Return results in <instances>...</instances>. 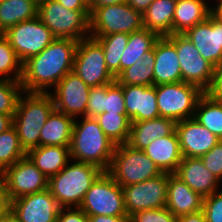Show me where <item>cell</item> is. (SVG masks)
<instances>
[{"label": "cell", "mask_w": 222, "mask_h": 222, "mask_svg": "<svg viewBox=\"0 0 222 222\" xmlns=\"http://www.w3.org/2000/svg\"><path fill=\"white\" fill-rule=\"evenodd\" d=\"M22 63L3 34H0V79L21 81Z\"/></svg>", "instance_id": "d590c367"}, {"label": "cell", "mask_w": 222, "mask_h": 222, "mask_svg": "<svg viewBox=\"0 0 222 222\" xmlns=\"http://www.w3.org/2000/svg\"><path fill=\"white\" fill-rule=\"evenodd\" d=\"M175 131L176 122L164 117L131 122L130 134L126 144L134 149L144 150L152 141L172 135Z\"/></svg>", "instance_id": "603a6c76"}, {"label": "cell", "mask_w": 222, "mask_h": 222, "mask_svg": "<svg viewBox=\"0 0 222 222\" xmlns=\"http://www.w3.org/2000/svg\"><path fill=\"white\" fill-rule=\"evenodd\" d=\"M207 93L222 100V61L215 67L213 82Z\"/></svg>", "instance_id": "ee69618b"}, {"label": "cell", "mask_w": 222, "mask_h": 222, "mask_svg": "<svg viewBox=\"0 0 222 222\" xmlns=\"http://www.w3.org/2000/svg\"><path fill=\"white\" fill-rule=\"evenodd\" d=\"M24 157L26 152L21 147L15 128L12 126L0 133V174Z\"/></svg>", "instance_id": "e575fe53"}, {"label": "cell", "mask_w": 222, "mask_h": 222, "mask_svg": "<svg viewBox=\"0 0 222 222\" xmlns=\"http://www.w3.org/2000/svg\"><path fill=\"white\" fill-rule=\"evenodd\" d=\"M176 133L183 157L200 158L220 141L194 118L177 122Z\"/></svg>", "instance_id": "ac0fdd59"}, {"label": "cell", "mask_w": 222, "mask_h": 222, "mask_svg": "<svg viewBox=\"0 0 222 222\" xmlns=\"http://www.w3.org/2000/svg\"><path fill=\"white\" fill-rule=\"evenodd\" d=\"M38 16L36 0H0V34Z\"/></svg>", "instance_id": "f1b7e54d"}, {"label": "cell", "mask_w": 222, "mask_h": 222, "mask_svg": "<svg viewBox=\"0 0 222 222\" xmlns=\"http://www.w3.org/2000/svg\"><path fill=\"white\" fill-rule=\"evenodd\" d=\"M126 2L133 7L136 11L143 14L153 0H126Z\"/></svg>", "instance_id": "f907efd6"}, {"label": "cell", "mask_w": 222, "mask_h": 222, "mask_svg": "<svg viewBox=\"0 0 222 222\" xmlns=\"http://www.w3.org/2000/svg\"><path fill=\"white\" fill-rule=\"evenodd\" d=\"M10 214V200L0 175V221Z\"/></svg>", "instance_id": "f6af8a7d"}, {"label": "cell", "mask_w": 222, "mask_h": 222, "mask_svg": "<svg viewBox=\"0 0 222 222\" xmlns=\"http://www.w3.org/2000/svg\"><path fill=\"white\" fill-rule=\"evenodd\" d=\"M56 222H88V215L79 207L61 208Z\"/></svg>", "instance_id": "7bdbcfd3"}, {"label": "cell", "mask_w": 222, "mask_h": 222, "mask_svg": "<svg viewBox=\"0 0 222 222\" xmlns=\"http://www.w3.org/2000/svg\"><path fill=\"white\" fill-rule=\"evenodd\" d=\"M193 118L222 140V100L205 92L198 100Z\"/></svg>", "instance_id": "4dcf8cb0"}, {"label": "cell", "mask_w": 222, "mask_h": 222, "mask_svg": "<svg viewBox=\"0 0 222 222\" xmlns=\"http://www.w3.org/2000/svg\"><path fill=\"white\" fill-rule=\"evenodd\" d=\"M143 151L162 172L170 174L177 171L183 159L176 131L152 141Z\"/></svg>", "instance_id": "cb8c5ba5"}, {"label": "cell", "mask_w": 222, "mask_h": 222, "mask_svg": "<svg viewBox=\"0 0 222 222\" xmlns=\"http://www.w3.org/2000/svg\"><path fill=\"white\" fill-rule=\"evenodd\" d=\"M72 71L90 88L116 81L106 66L103 47L91 36L78 42Z\"/></svg>", "instance_id": "30bf717a"}, {"label": "cell", "mask_w": 222, "mask_h": 222, "mask_svg": "<svg viewBox=\"0 0 222 222\" xmlns=\"http://www.w3.org/2000/svg\"><path fill=\"white\" fill-rule=\"evenodd\" d=\"M210 0H180L176 2L172 34H184L188 29L205 21L211 14Z\"/></svg>", "instance_id": "d4e9b609"}, {"label": "cell", "mask_w": 222, "mask_h": 222, "mask_svg": "<svg viewBox=\"0 0 222 222\" xmlns=\"http://www.w3.org/2000/svg\"><path fill=\"white\" fill-rule=\"evenodd\" d=\"M106 85L91 87L87 102L86 117L95 118L104 113Z\"/></svg>", "instance_id": "60d3db41"}, {"label": "cell", "mask_w": 222, "mask_h": 222, "mask_svg": "<svg viewBox=\"0 0 222 222\" xmlns=\"http://www.w3.org/2000/svg\"><path fill=\"white\" fill-rule=\"evenodd\" d=\"M22 92L20 81L0 79V114L14 115Z\"/></svg>", "instance_id": "8d00e7d4"}, {"label": "cell", "mask_w": 222, "mask_h": 222, "mask_svg": "<svg viewBox=\"0 0 222 222\" xmlns=\"http://www.w3.org/2000/svg\"><path fill=\"white\" fill-rule=\"evenodd\" d=\"M74 118L54 109L40 133V146L70 147Z\"/></svg>", "instance_id": "4316f807"}, {"label": "cell", "mask_w": 222, "mask_h": 222, "mask_svg": "<svg viewBox=\"0 0 222 222\" xmlns=\"http://www.w3.org/2000/svg\"><path fill=\"white\" fill-rule=\"evenodd\" d=\"M26 156L48 179L71 160L70 148L64 146H38L29 150Z\"/></svg>", "instance_id": "484cf974"}, {"label": "cell", "mask_w": 222, "mask_h": 222, "mask_svg": "<svg viewBox=\"0 0 222 222\" xmlns=\"http://www.w3.org/2000/svg\"><path fill=\"white\" fill-rule=\"evenodd\" d=\"M79 208L88 216H128L122 187L107 171L92 183Z\"/></svg>", "instance_id": "52a82bcc"}, {"label": "cell", "mask_w": 222, "mask_h": 222, "mask_svg": "<svg viewBox=\"0 0 222 222\" xmlns=\"http://www.w3.org/2000/svg\"><path fill=\"white\" fill-rule=\"evenodd\" d=\"M0 222H7V217H5L4 219H2Z\"/></svg>", "instance_id": "11a10c76"}, {"label": "cell", "mask_w": 222, "mask_h": 222, "mask_svg": "<svg viewBox=\"0 0 222 222\" xmlns=\"http://www.w3.org/2000/svg\"><path fill=\"white\" fill-rule=\"evenodd\" d=\"M91 37L95 38L103 47L106 66L116 78L120 74V58L128 44L129 34L118 32Z\"/></svg>", "instance_id": "d6a6232c"}, {"label": "cell", "mask_w": 222, "mask_h": 222, "mask_svg": "<svg viewBox=\"0 0 222 222\" xmlns=\"http://www.w3.org/2000/svg\"><path fill=\"white\" fill-rule=\"evenodd\" d=\"M9 200L48 189V178L26 156L1 174Z\"/></svg>", "instance_id": "5bb4252c"}, {"label": "cell", "mask_w": 222, "mask_h": 222, "mask_svg": "<svg viewBox=\"0 0 222 222\" xmlns=\"http://www.w3.org/2000/svg\"><path fill=\"white\" fill-rule=\"evenodd\" d=\"M88 222H131L130 217L128 216H103V215H96V216H88Z\"/></svg>", "instance_id": "7dc6e473"}, {"label": "cell", "mask_w": 222, "mask_h": 222, "mask_svg": "<svg viewBox=\"0 0 222 222\" xmlns=\"http://www.w3.org/2000/svg\"><path fill=\"white\" fill-rule=\"evenodd\" d=\"M174 174L203 198L222 189V182L204 166L201 158L183 157Z\"/></svg>", "instance_id": "ffe728a7"}, {"label": "cell", "mask_w": 222, "mask_h": 222, "mask_svg": "<svg viewBox=\"0 0 222 222\" xmlns=\"http://www.w3.org/2000/svg\"><path fill=\"white\" fill-rule=\"evenodd\" d=\"M155 92L159 116L176 123L194 117L198 100L205 93L183 81L155 86Z\"/></svg>", "instance_id": "ba28073f"}, {"label": "cell", "mask_w": 222, "mask_h": 222, "mask_svg": "<svg viewBox=\"0 0 222 222\" xmlns=\"http://www.w3.org/2000/svg\"><path fill=\"white\" fill-rule=\"evenodd\" d=\"M125 99L126 114L131 122L160 117L155 86L121 85Z\"/></svg>", "instance_id": "d6986e66"}, {"label": "cell", "mask_w": 222, "mask_h": 222, "mask_svg": "<svg viewBox=\"0 0 222 222\" xmlns=\"http://www.w3.org/2000/svg\"><path fill=\"white\" fill-rule=\"evenodd\" d=\"M91 88L73 71L67 73L49 92L55 109L75 118L86 117Z\"/></svg>", "instance_id": "9a60e30c"}, {"label": "cell", "mask_w": 222, "mask_h": 222, "mask_svg": "<svg viewBox=\"0 0 222 222\" xmlns=\"http://www.w3.org/2000/svg\"><path fill=\"white\" fill-rule=\"evenodd\" d=\"M184 34L214 67L222 61V22L212 14Z\"/></svg>", "instance_id": "e0dca14e"}, {"label": "cell", "mask_w": 222, "mask_h": 222, "mask_svg": "<svg viewBox=\"0 0 222 222\" xmlns=\"http://www.w3.org/2000/svg\"><path fill=\"white\" fill-rule=\"evenodd\" d=\"M90 36L130 34L143 27V16L127 2L96 8L90 14Z\"/></svg>", "instance_id": "9c48e42d"}, {"label": "cell", "mask_w": 222, "mask_h": 222, "mask_svg": "<svg viewBox=\"0 0 222 222\" xmlns=\"http://www.w3.org/2000/svg\"><path fill=\"white\" fill-rule=\"evenodd\" d=\"M115 146L95 118L78 117L74 119L69 147L71 159L90 163L103 171H108Z\"/></svg>", "instance_id": "7a4b0ae2"}, {"label": "cell", "mask_w": 222, "mask_h": 222, "mask_svg": "<svg viewBox=\"0 0 222 222\" xmlns=\"http://www.w3.org/2000/svg\"><path fill=\"white\" fill-rule=\"evenodd\" d=\"M123 2H126V0H88V8L91 14L96 8Z\"/></svg>", "instance_id": "681fc988"}, {"label": "cell", "mask_w": 222, "mask_h": 222, "mask_svg": "<svg viewBox=\"0 0 222 222\" xmlns=\"http://www.w3.org/2000/svg\"><path fill=\"white\" fill-rule=\"evenodd\" d=\"M38 17L55 38L80 41L90 36L89 10H69L55 0H41Z\"/></svg>", "instance_id": "5b68a950"}, {"label": "cell", "mask_w": 222, "mask_h": 222, "mask_svg": "<svg viewBox=\"0 0 222 222\" xmlns=\"http://www.w3.org/2000/svg\"><path fill=\"white\" fill-rule=\"evenodd\" d=\"M69 10H89L88 0H55Z\"/></svg>", "instance_id": "bcb514c9"}, {"label": "cell", "mask_w": 222, "mask_h": 222, "mask_svg": "<svg viewBox=\"0 0 222 222\" xmlns=\"http://www.w3.org/2000/svg\"><path fill=\"white\" fill-rule=\"evenodd\" d=\"M176 222H206L203 210L177 217Z\"/></svg>", "instance_id": "c3c4849f"}, {"label": "cell", "mask_w": 222, "mask_h": 222, "mask_svg": "<svg viewBox=\"0 0 222 222\" xmlns=\"http://www.w3.org/2000/svg\"><path fill=\"white\" fill-rule=\"evenodd\" d=\"M102 172L96 165L71 159L58 174L48 179V190L62 208L79 207Z\"/></svg>", "instance_id": "277c9868"}, {"label": "cell", "mask_w": 222, "mask_h": 222, "mask_svg": "<svg viewBox=\"0 0 222 222\" xmlns=\"http://www.w3.org/2000/svg\"><path fill=\"white\" fill-rule=\"evenodd\" d=\"M202 210L206 222H222V189L204 198Z\"/></svg>", "instance_id": "ab89813d"}, {"label": "cell", "mask_w": 222, "mask_h": 222, "mask_svg": "<svg viewBox=\"0 0 222 222\" xmlns=\"http://www.w3.org/2000/svg\"><path fill=\"white\" fill-rule=\"evenodd\" d=\"M13 116L0 114V133L5 132L13 126Z\"/></svg>", "instance_id": "816d5d0a"}, {"label": "cell", "mask_w": 222, "mask_h": 222, "mask_svg": "<svg viewBox=\"0 0 222 222\" xmlns=\"http://www.w3.org/2000/svg\"><path fill=\"white\" fill-rule=\"evenodd\" d=\"M200 158L204 166L222 182V140Z\"/></svg>", "instance_id": "b9f144b4"}, {"label": "cell", "mask_w": 222, "mask_h": 222, "mask_svg": "<svg viewBox=\"0 0 222 222\" xmlns=\"http://www.w3.org/2000/svg\"><path fill=\"white\" fill-rule=\"evenodd\" d=\"M61 208L48 189L10 201V215L18 222H56Z\"/></svg>", "instance_id": "2e32d148"}, {"label": "cell", "mask_w": 222, "mask_h": 222, "mask_svg": "<svg viewBox=\"0 0 222 222\" xmlns=\"http://www.w3.org/2000/svg\"><path fill=\"white\" fill-rule=\"evenodd\" d=\"M176 1L153 0L142 14L143 27L155 32L160 37L172 35V21Z\"/></svg>", "instance_id": "83f0119b"}, {"label": "cell", "mask_w": 222, "mask_h": 222, "mask_svg": "<svg viewBox=\"0 0 222 222\" xmlns=\"http://www.w3.org/2000/svg\"><path fill=\"white\" fill-rule=\"evenodd\" d=\"M176 47L182 81L207 92L212 85L215 67L202 56L185 34L166 36Z\"/></svg>", "instance_id": "8fae6325"}, {"label": "cell", "mask_w": 222, "mask_h": 222, "mask_svg": "<svg viewBox=\"0 0 222 222\" xmlns=\"http://www.w3.org/2000/svg\"><path fill=\"white\" fill-rule=\"evenodd\" d=\"M105 135L115 145L126 144L130 134L131 120L127 114L104 112L95 117Z\"/></svg>", "instance_id": "836d02e7"}, {"label": "cell", "mask_w": 222, "mask_h": 222, "mask_svg": "<svg viewBox=\"0 0 222 222\" xmlns=\"http://www.w3.org/2000/svg\"><path fill=\"white\" fill-rule=\"evenodd\" d=\"M107 172L121 187L140 183L163 173L143 150L134 149L128 144L115 146Z\"/></svg>", "instance_id": "8992f818"}, {"label": "cell", "mask_w": 222, "mask_h": 222, "mask_svg": "<svg viewBox=\"0 0 222 222\" xmlns=\"http://www.w3.org/2000/svg\"><path fill=\"white\" fill-rule=\"evenodd\" d=\"M167 186L166 172L140 183L122 186L128 217L137 211L166 207Z\"/></svg>", "instance_id": "4fadbf2b"}, {"label": "cell", "mask_w": 222, "mask_h": 222, "mask_svg": "<svg viewBox=\"0 0 222 222\" xmlns=\"http://www.w3.org/2000/svg\"><path fill=\"white\" fill-rule=\"evenodd\" d=\"M159 37L155 32L145 28L130 33L128 44L120 58V73L141 59L146 52L153 49Z\"/></svg>", "instance_id": "f546056e"}, {"label": "cell", "mask_w": 222, "mask_h": 222, "mask_svg": "<svg viewBox=\"0 0 222 222\" xmlns=\"http://www.w3.org/2000/svg\"><path fill=\"white\" fill-rule=\"evenodd\" d=\"M54 109L50 93L23 91L20 94L13 116V127L26 153L40 146L41 129Z\"/></svg>", "instance_id": "3957f363"}, {"label": "cell", "mask_w": 222, "mask_h": 222, "mask_svg": "<svg viewBox=\"0 0 222 222\" xmlns=\"http://www.w3.org/2000/svg\"><path fill=\"white\" fill-rule=\"evenodd\" d=\"M155 45L138 59L131 67L124 69L116 81L120 85L152 86L154 76Z\"/></svg>", "instance_id": "1f68e13d"}, {"label": "cell", "mask_w": 222, "mask_h": 222, "mask_svg": "<svg viewBox=\"0 0 222 222\" xmlns=\"http://www.w3.org/2000/svg\"><path fill=\"white\" fill-rule=\"evenodd\" d=\"M104 112L126 114L123 88L117 81L106 85Z\"/></svg>", "instance_id": "74e56055"}, {"label": "cell", "mask_w": 222, "mask_h": 222, "mask_svg": "<svg viewBox=\"0 0 222 222\" xmlns=\"http://www.w3.org/2000/svg\"><path fill=\"white\" fill-rule=\"evenodd\" d=\"M176 219L166 207L137 211L130 216L131 222H176Z\"/></svg>", "instance_id": "f35d334b"}, {"label": "cell", "mask_w": 222, "mask_h": 222, "mask_svg": "<svg viewBox=\"0 0 222 222\" xmlns=\"http://www.w3.org/2000/svg\"><path fill=\"white\" fill-rule=\"evenodd\" d=\"M182 81L180 63L175 45L166 37H159L155 43L153 85Z\"/></svg>", "instance_id": "44dd1931"}, {"label": "cell", "mask_w": 222, "mask_h": 222, "mask_svg": "<svg viewBox=\"0 0 222 222\" xmlns=\"http://www.w3.org/2000/svg\"><path fill=\"white\" fill-rule=\"evenodd\" d=\"M203 200L200 194L193 191L174 173H168L166 208L174 216L179 217L201 210Z\"/></svg>", "instance_id": "7402d4cb"}, {"label": "cell", "mask_w": 222, "mask_h": 222, "mask_svg": "<svg viewBox=\"0 0 222 222\" xmlns=\"http://www.w3.org/2000/svg\"><path fill=\"white\" fill-rule=\"evenodd\" d=\"M23 64L38 55L55 37L50 29L37 16L9 28L3 33Z\"/></svg>", "instance_id": "7c38bea8"}, {"label": "cell", "mask_w": 222, "mask_h": 222, "mask_svg": "<svg viewBox=\"0 0 222 222\" xmlns=\"http://www.w3.org/2000/svg\"><path fill=\"white\" fill-rule=\"evenodd\" d=\"M79 41L55 38L38 55L22 64L21 85L24 92L49 93L72 72Z\"/></svg>", "instance_id": "6da1fadb"}, {"label": "cell", "mask_w": 222, "mask_h": 222, "mask_svg": "<svg viewBox=\"0 0 222 222\" xmlns=\"http://www.w3.org/2000/svg\"><path fill=\"white\" fill-rule=\"evenodd\" d=\"M211 3V14L222 22V0H212Z\"/></svg>", "instance_id": "f5cc1de1"}, {"label": "cell", "mask_w": 222, "mask_h": 222, "mask_svg": "<svg viewBox=\"0 0 222 222\" xmlns=\"http://www.w3.org/2000/svg\"><path fill=\"white\" fill-rule=\"evenodd\" d=\"M7 222H18L13 216L10 214L7 216Z\"/></svg>", "instance_id": "db71d44e"}]
</instances>
